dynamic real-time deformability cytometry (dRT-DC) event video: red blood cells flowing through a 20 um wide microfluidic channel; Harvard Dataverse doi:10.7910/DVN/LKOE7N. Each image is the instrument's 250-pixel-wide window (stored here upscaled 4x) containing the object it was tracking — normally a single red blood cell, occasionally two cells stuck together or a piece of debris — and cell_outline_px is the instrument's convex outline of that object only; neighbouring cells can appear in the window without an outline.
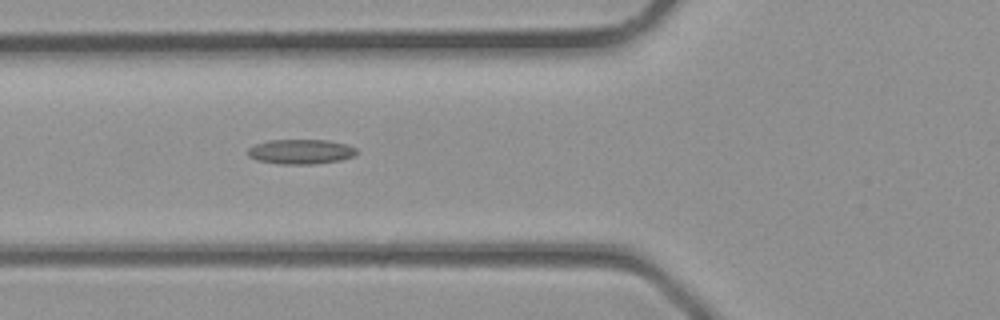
{"species": "common noctule bat (a hibernating species)", "species_latin": "Nyctalus noctula", "temperature_condition": "room temperature", "stored_images_in_passage": 30, "camera_frame_rate_fps": 3000, "um_per_image_px": 0.085, "animal": {"sex": "male", "body_mass_g": 23.1, "forearm_length_mm": 52.7}, "frame": {"image": 1, "passage_image": 7, "time_ms": 2.0, "image_size_px": [1000, 320], "cell_outline_px": [[360, 152], [352, 156], [340, 160], [312, 164], [280, 164], [256, 160], [248, 156], [248, 148], [256, 144], [268, 140], [328, 140], [348, 144], [356, 148]], "centroid_in_image_um": [25.58, 12.88], "position_along_channel_um": 100.2, "area_um2": 15.78}}
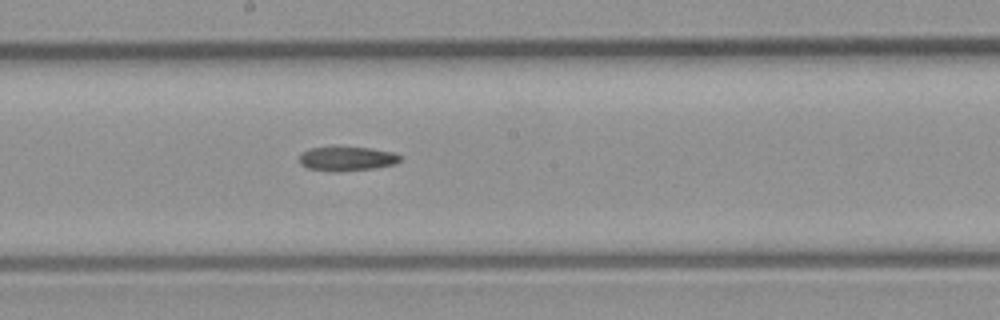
{"frame": {"image": 2, "passage_image": 13, "time_ms": 4.0, "image_size_px": [1000, 320], "cell_outline_px": [[400, 160], [396, 164], [376, 168], [340, 172], [332, 172], [308, 168], [300, 164], [300, 156], [308, 148], [372, 148], [392, 152], [400, 156]], "centroid_in_image_um": [29.5, 13.52], "position_along_channel_um": 218.7, "area_um2": 14.1}}
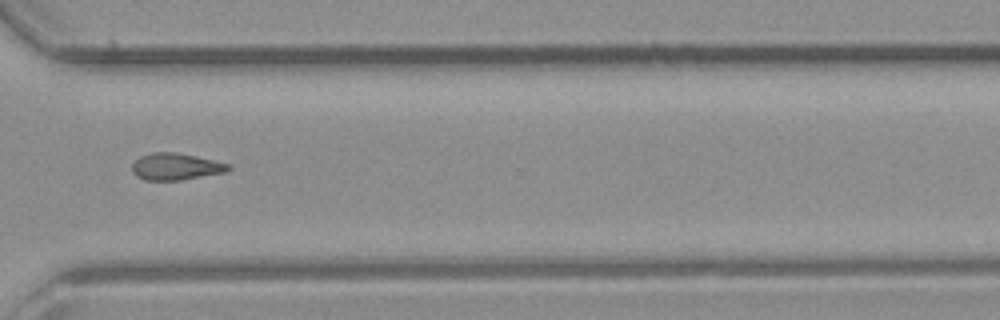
{"frame": {"image": 3, "passage_image": 20, "time_ms": 6.333, "image_size_px": [1000, 320], "cell_outline_px": [[232, 168], [224, 172], [180, 180], [144, 180], [136, 176], [132, 172], [132, 164], [140, 156], [152, 152], [176, 152], [196, 156], [228, 164]], "centroid_in_image_um": [14.89, 14.16], "position_along_channel_um": 355.7, "area_um2": 14.91}}